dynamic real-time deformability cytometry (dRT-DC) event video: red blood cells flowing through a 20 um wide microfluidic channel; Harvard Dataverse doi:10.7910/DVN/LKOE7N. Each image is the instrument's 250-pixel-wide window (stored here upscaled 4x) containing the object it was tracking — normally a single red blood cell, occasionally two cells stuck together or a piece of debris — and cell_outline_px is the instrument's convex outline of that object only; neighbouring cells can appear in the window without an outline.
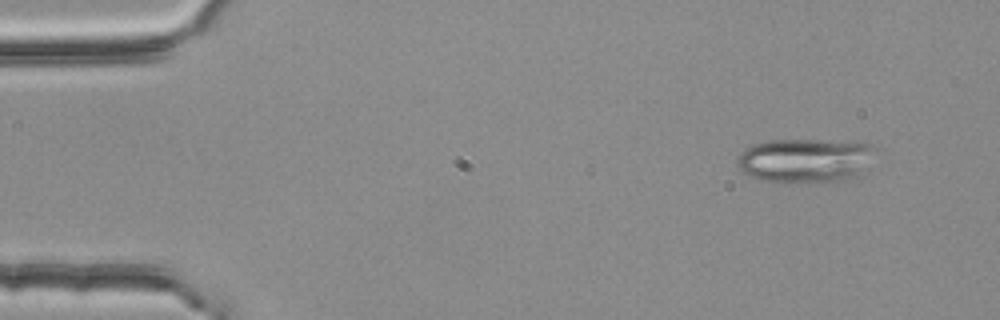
{"species": "common noctule bat (a hibernating species)", "species_latin": "Nyctalus noctula", "temperature_condition": "room temperature", "stored_images_in_passage": 3, "camera_frame_rate_fps": 3000, "um_per_image_px": 0.085, "animal": {"sex": "female", "body_mass_g": 25.1}, "frame": {"image": 1, "passage_image": 1, "time_ms": 0.0, "image_size_px": [1000, 320], "cell_outline_px": [[876, 148], [856, 172], [844, 180], [800, 184], [788, 184], [760, 180], [748, 176], [736, 164], [736, 160], [740, 152], [756, 144], [768, 140], [816, 140], [872, 144]], "centroid_in_image_um": [68.28, 13.66], "position_along_channel_um": 16.7, "area_um2": 35.03}}